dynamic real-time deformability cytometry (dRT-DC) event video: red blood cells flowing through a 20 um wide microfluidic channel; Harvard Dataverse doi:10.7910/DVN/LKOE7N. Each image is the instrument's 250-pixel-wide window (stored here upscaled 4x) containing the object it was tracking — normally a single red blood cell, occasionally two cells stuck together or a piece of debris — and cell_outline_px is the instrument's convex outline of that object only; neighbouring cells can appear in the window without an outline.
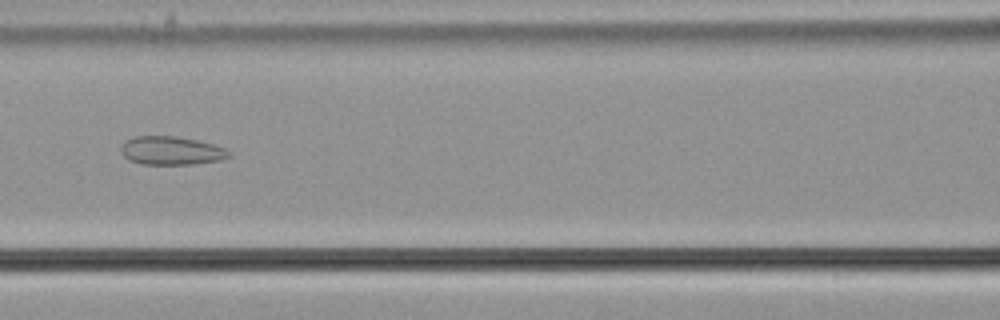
{"species": "common noctule bat (a hibernating species)", "species_latin": "Nyctalus noctula", "temperature_condition": "cold", "stored_images_in_passage": 57, "camera_frame_rate_fps": 3000, "um_per_image_px": 0.085, "animal": {"sex": "male", "body_mass_g": 21.5, "forearm_length_mm": 52.0}, "frame": {"image": 1, "passage_image": 26, "time_ms": 8.333, "image_size_px": [1000, 320], "cell_outline_px": [[232, 156], [220, 160], [192, 164], [144, 164], [128, 160], [120, 152], [120, 148], [124, 140], [132, 136], [176, 136], [196, 140], [212, 144], [224, 148], [232, 152]], "centroid_in_image_um": [14.53, 12.8], "position_along_channel_um": 152.1, "area_um2": 18.03}}
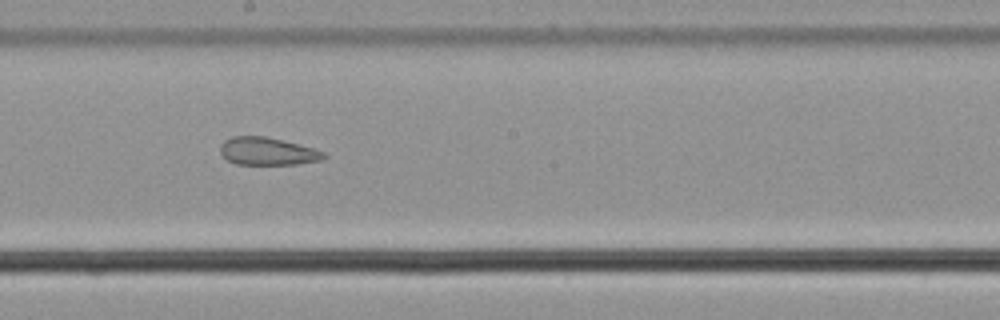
{"frame": {"image": 2, "passage_image": 32, "time_ms": 10.333, "image_size_px": [1000, 320], "cell_outline_px": [[328, 156], [320, 160], [296, 164], [236, 164], [228, 160], [220, 152], [220, 144], [224, 140], [232, 136], [264, 136], [312, 148], [324, 152]], "centroid_in_image_um": [22.7, 12.86], "position_along_channel_um": 225.5, "area_um2": 16.47}}
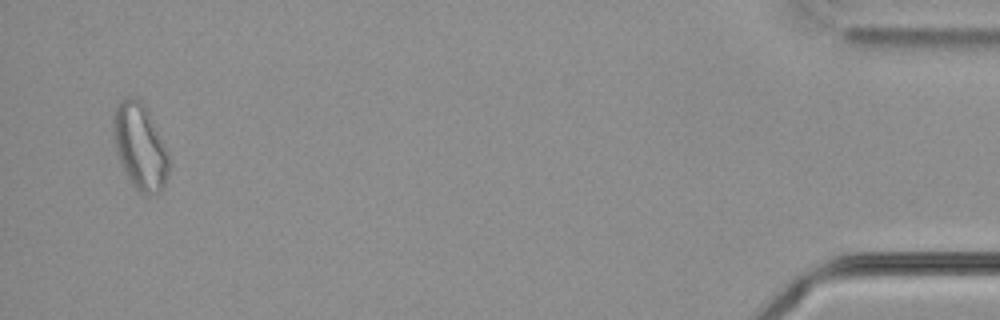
{"frame": {"image": 3, "passage_image": 55, "time_ms": 18.0, "image_size_px": [1000, 320], "cell_outline_px": [[168, 172], [164, 184], [160, 192], [148, 196], [140, 192], [132, 184], [116, 152], [112, 132], [112, 116], [120, 100], [128, 96], [136, 96], [144, 104], [168, 152]], "centroid_in_image_um": [11.87, 12.42], "position_along_channel_um": 423.3, "area_um2": 27.57}, "authors_computed_cell_mechanics": {"area_um2": 22.9466, "velocity_mm_per_s": 3.6814, "shape_relaxation_time_tau1_ms": null, "shape_relaxation_time_tau2_ms": 2.1382, "deformation_change_tau1": null, "deformation_change_tau2": 0.0927}}